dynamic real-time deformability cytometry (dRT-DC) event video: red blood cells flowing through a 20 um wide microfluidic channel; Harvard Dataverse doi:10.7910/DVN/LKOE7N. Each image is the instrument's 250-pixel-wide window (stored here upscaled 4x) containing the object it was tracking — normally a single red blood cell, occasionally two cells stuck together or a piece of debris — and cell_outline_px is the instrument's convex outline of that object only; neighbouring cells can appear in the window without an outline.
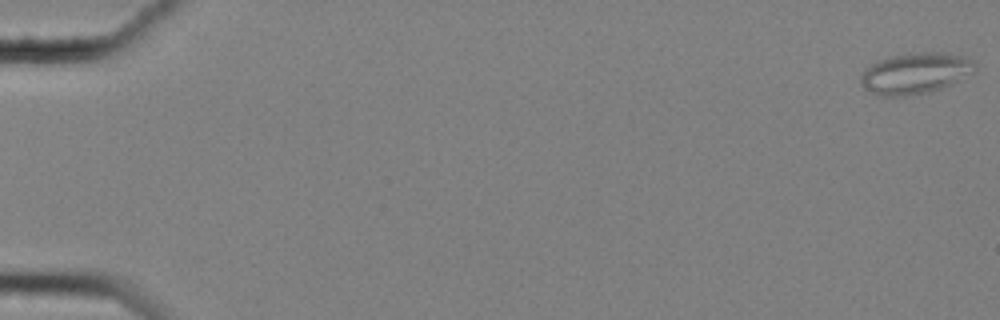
{"species": "common noctule bat (a hibernating species)", "species_latin": "Nyctalus noctula", "temperature_condition": "cold", "stored_images_in_passage": 59, "camera_frame_rate_fps": 3000, "um_per_image_px": 0.085, "animal": {"sex": "female", "body_mass_g": 25.1}, "frame": {"image": 1, "passage_image": 1, "time_ms": 0.0, "image_size_px": [1000, 320], "cell_outline_px": [[976, 68], [972, 72], [940, 88], [928, 92], [904, 96], [880, 96], [872, 92], [860, 80], [860, 76], [864, 68], [876, 60], [888, 56], [908, 52], [944, 52], [968, 56], [976, 64]], "centroid_in_image_um": [77.78, 6.18], "position_along_channel_um": 7.2, "area_um2": 27.34}}
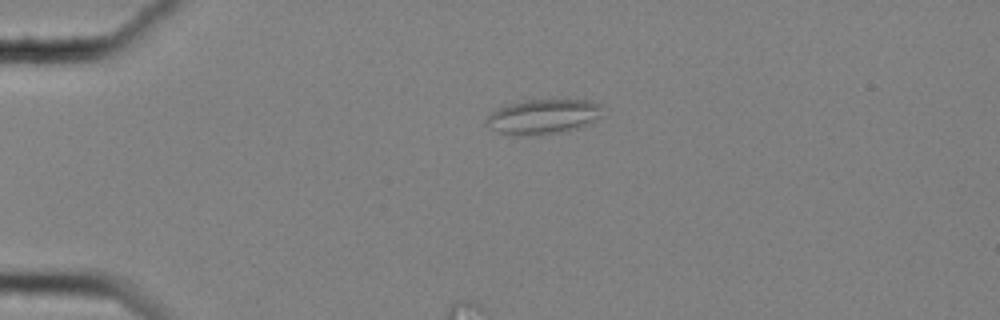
{"frame": {"image": 2, "passage_image": 15, "time_ms": 4.667, "image_size_px": [1000, 320], "cell_outline_px": [[604, 116], [592, 124], [560, 132], [528, 136], [512, 136], [500, 132], [484, 124], [484, 120], [496, 108], [524, 100], [592, 100], [604, 104]], "centroid_in_image_um": [46.25, 9.91], "position_along_channel_um": 38.8, "area_um2": 24.22}}